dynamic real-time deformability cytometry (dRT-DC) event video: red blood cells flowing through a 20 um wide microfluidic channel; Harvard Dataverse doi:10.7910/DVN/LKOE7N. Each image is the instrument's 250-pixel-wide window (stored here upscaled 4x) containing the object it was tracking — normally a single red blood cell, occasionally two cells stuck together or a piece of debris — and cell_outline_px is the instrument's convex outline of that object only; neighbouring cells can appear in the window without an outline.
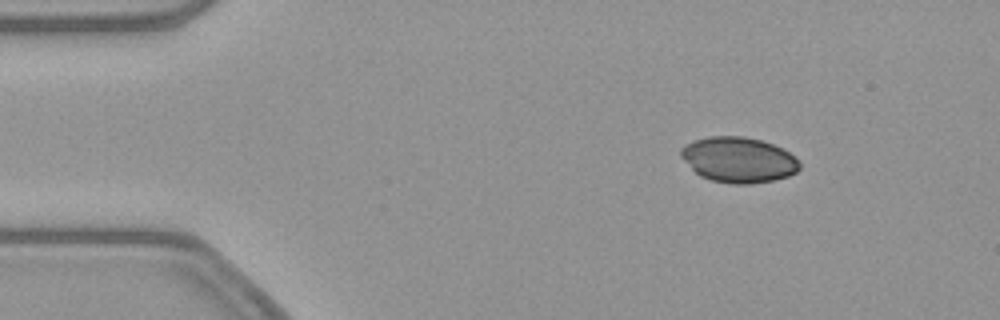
{"species": "common noctule bat (a hibernating species)", "species_latin": "Nyctalus noctula", "temperature_condition": "warm", "stored_images_in_passage": 9, "camera_frame_rate_fps": 3000, "um_per_image_px": 0.085, "animal": {"sex": "female", "body_mass_g": 21.9}, "frame": {"image": 1, "passage_image": 2, "time_ms": 0.333, "image_size_px": [1000, 320], "cell_outline_px": [[800, 168], [796, 172], [788, 176], [772, 180], [752, 184], [732, 184], [712, 180], [700, 176], [680, 156], [680, 148], [684, 144], [692, 140], [708, 136], [744, 136], [760, 140], [784, 148], [796, 156], [800, 164]], "centroid_in_image_um": [62.78, 13.57], "position_along_channel_um": 22.2, "area_um2": 31.67}}